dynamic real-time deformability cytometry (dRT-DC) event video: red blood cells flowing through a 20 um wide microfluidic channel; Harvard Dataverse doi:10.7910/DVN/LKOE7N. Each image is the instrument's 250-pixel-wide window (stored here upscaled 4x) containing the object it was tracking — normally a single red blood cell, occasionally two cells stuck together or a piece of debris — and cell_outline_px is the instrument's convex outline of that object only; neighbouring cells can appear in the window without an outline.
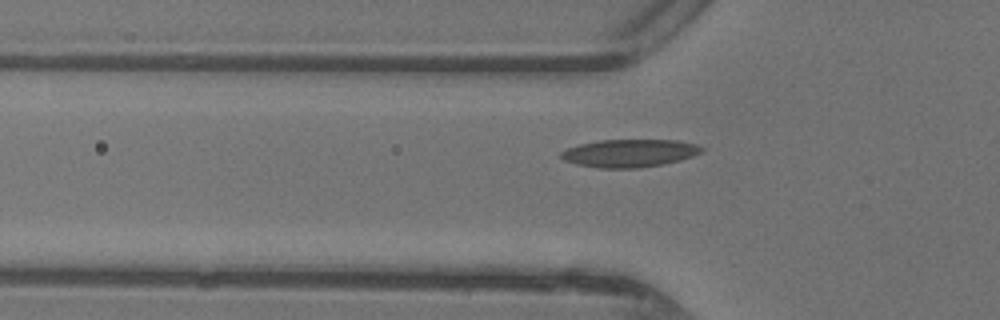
{"species": "common noctule bat (a hibernating species)", "species_latin": "Nyctalus noctula", "temperature_condition": "warm", "stored_images_in_passage": 40, "camera_frame_rate_fps": 3000, "um_per_image_px": 0.085, "animal": {"sex": "female"}, "frame": {"image": 1, "passage_image": 14, "time_ms": 4.333, "image_size_px": [1000, 320], "cell_outline_px": [[704, 148], [700, 152], [692, 156], [680, 160], [664, 164], [640, 168], [596, 168], [576, 164], [564, 160], [560, 156], [560, 152], [568, 148], [580, 144], [600, 140], [676, 140], [696, 144]], "centroid_in_image_um": [53.49, 13.02], "position_along_channel_um": 72.3, "area_um2": 22.77}}
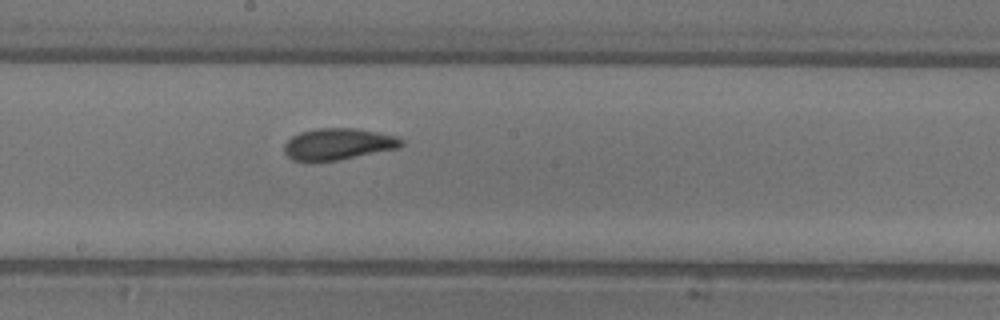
{"frame": {"image": 2, "passage_image": 24, "time_ms": 7.667, "image_size_px": [1000, 320], "cell_outline_px": [[404, 144], [400, 148], [336, 160], [292, 160], [284, 152], [284, 144], [292, 136], [300, 132], [316, 128], [356, 128], [396, 136], [404, 140]], "centroid_in_image_um": [28.77, 12.23], "position_along_channel_um": 219.4, "area_um2": 21.33}}
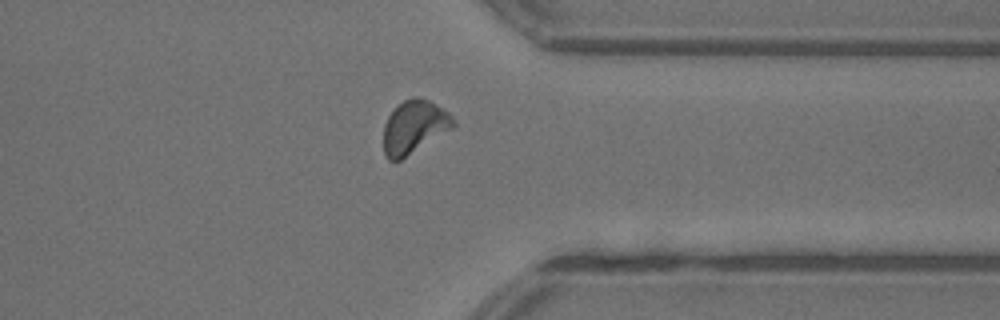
{"frame": {"image": 3, "passage_image": 35, "time_ms": 11.333, "image_size_px": [1000, 320], "cell_outline_px": [[456, 128], [400, 160], [388, 160], [384, 152], [384, 124], [388, 116], [404, 100], [412, 96], [420, 96], [436, 104], [448, 112], [456, 120]], "centroid_in_image_um": [35.26, 10.79], "position_along_channel_um": 376.1, "area_um2": 21.85}, "authors_computed_cell_mechanics": {"area_um2": 21.3571, "velocity_mm_per_s": 4.3903, "shape_relaxation_time_tau1_ms": 3.5595, "shape_relaxation_time_tau2_ms": 1.1027, "deformation_change_tau1": 0.1222, "deformation_change_tau2": 0.064}}